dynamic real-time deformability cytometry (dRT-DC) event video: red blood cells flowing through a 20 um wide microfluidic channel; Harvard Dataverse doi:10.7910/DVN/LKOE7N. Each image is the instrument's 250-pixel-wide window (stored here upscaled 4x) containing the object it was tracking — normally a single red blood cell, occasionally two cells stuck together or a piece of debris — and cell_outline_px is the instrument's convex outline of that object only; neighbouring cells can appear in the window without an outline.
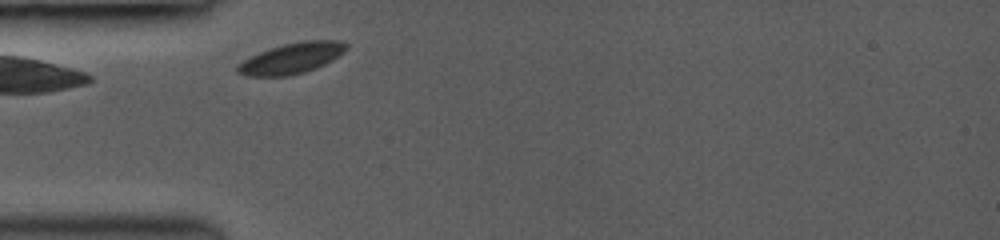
{"species": "common noctule bat (a hibernating species)", "species_latin": "Nyctalus noctula", "temperature_condition": "room temperature", "stored_images_in_passage": 9, "camera_frame_rate_fps": 3000, "um_per_image_px": 0.085, "animal": {"sex": "female", "body_mass_g": 19.0, "forearm_length_mm": 53.3}, "frame": {"image": 1, "passage_image": 1, "time_ms": 0.0, "image_size_px": [1000, 240], "cell_outline_px": [[348, 48], [344, 52], [332, 60], [316, 68], [304, 72], [288, 76], [244, 76], [236, 72], [236, 64], [260, 52], [284, 44], [304, 40], [340, 40], [348, 44]], "centroid_in_image_um": [24.8, 4.95], "position_along_channel_um": 60.2, "area_um2": 19.48}}
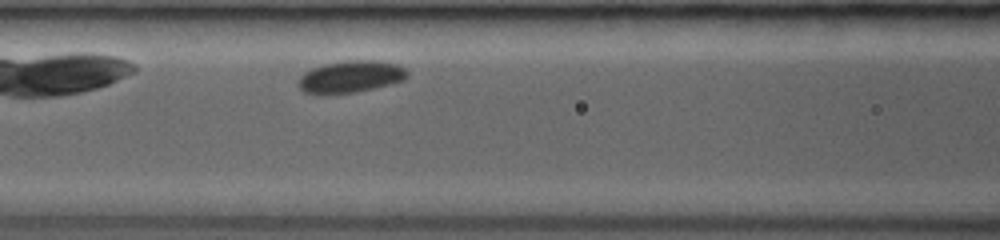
{"frame": {"image": 2, "passage_image": 9, "time_ms": 2.0, "image_size_px": [1000, 240], "cell_outline_px": [[408, 76], [404, 80], [392, 84], [356, 92], [332, 96], [316, 96], [304, 92], [296, 84], [300, 76], [304, 72], [312, 68], [324, 64], [344, 60], [376, 60], [396, 64], [404, 68], [408, 72]], "centroid_in_image_um": [29.74, 6.55], "position_along_channel_um": 136.9, "area_um2": 21.04}}